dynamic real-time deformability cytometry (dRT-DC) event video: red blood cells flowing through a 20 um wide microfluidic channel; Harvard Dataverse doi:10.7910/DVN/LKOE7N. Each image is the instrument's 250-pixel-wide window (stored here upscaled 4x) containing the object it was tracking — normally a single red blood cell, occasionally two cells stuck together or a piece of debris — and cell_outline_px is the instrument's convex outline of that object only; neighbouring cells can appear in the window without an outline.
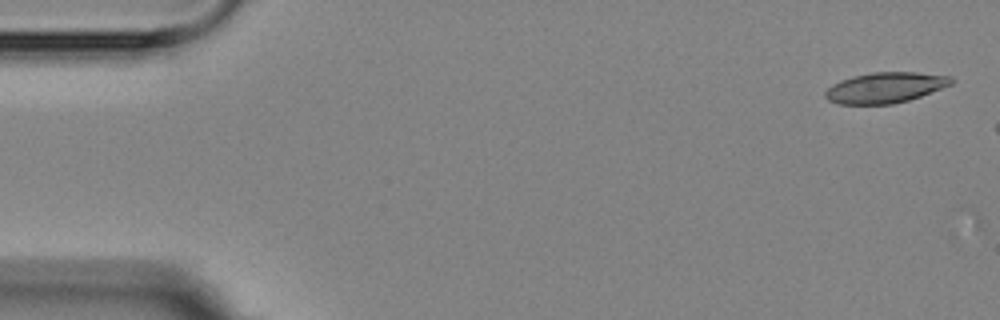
{"species": "Egyptian fruit bat (a non-hibernating species)", "species_latin": "Rousettus aegyptiacus", "temperature_condition": "room temperature", "stored_images_in_passage": 3, "camera_frame_rate_fps": 3000, "um_per_image_px": 0.085, "animal": {"sex": "female"}, "frame": {"image": 1, "passage_image": 1, "time_ms": 0.0, "image_size_px": [1000, 320], "cell_outline_px": [[956, 80], [952, 84], [920, 96], [908, 100], [892, 104], [840, 104], [828, 100], [824, 96], [824, 92], [832, 84], [840, 80], [852, 76], [872, 72], [916, 72], [952, 76]], "centroid_in_image_um": [75.24, 7.44], "position_along_channel_um": 9.8, "area_um2": 22.54}}